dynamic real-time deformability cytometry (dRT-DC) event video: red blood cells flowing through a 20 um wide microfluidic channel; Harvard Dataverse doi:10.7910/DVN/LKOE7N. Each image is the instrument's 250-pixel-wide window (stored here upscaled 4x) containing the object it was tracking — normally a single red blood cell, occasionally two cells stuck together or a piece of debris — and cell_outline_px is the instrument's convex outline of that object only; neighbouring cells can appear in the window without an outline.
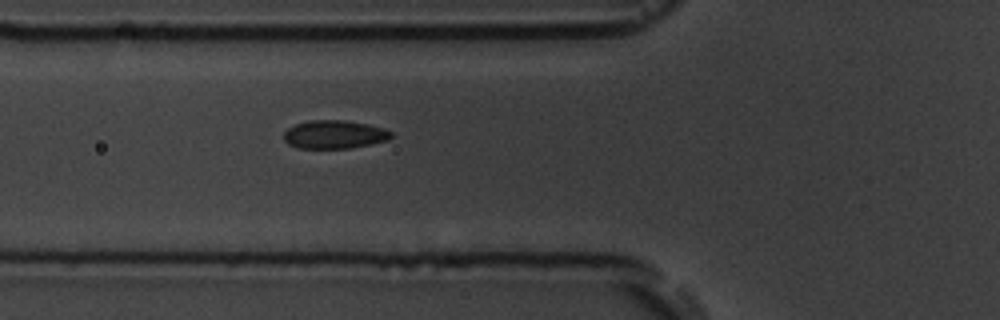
{"species": "common noctule bat (a hibernating species)", "species_latin": "Nyctalus noctula", "temperature_condition": "room temperature", "stored_images_in_passage": 2, "camera_frame_rate_fps": 3000, "um_per_image_px": 0.085, "animal": {"sex": "male", "body_mass_g": 19.5, "forearm_length_mm": 54.6}, "frame": {"image": 1, "passage_image": 2, "time_ms": 1.0, "image_size_px": [1000, 320], "cell_outline_px": [[392, 136], [388, 140], [352, 148], [296, 148], [288, 144], [284, 140], [284, 132], [288, 128], [296, 124], [308, 120], [344, 120], [368, 124], [384, 128], [392, 132]], "centroid_in_image_um": [28.42, 11.43], "position_along_channel_um": 97.4, "area_um2": 17.8}}